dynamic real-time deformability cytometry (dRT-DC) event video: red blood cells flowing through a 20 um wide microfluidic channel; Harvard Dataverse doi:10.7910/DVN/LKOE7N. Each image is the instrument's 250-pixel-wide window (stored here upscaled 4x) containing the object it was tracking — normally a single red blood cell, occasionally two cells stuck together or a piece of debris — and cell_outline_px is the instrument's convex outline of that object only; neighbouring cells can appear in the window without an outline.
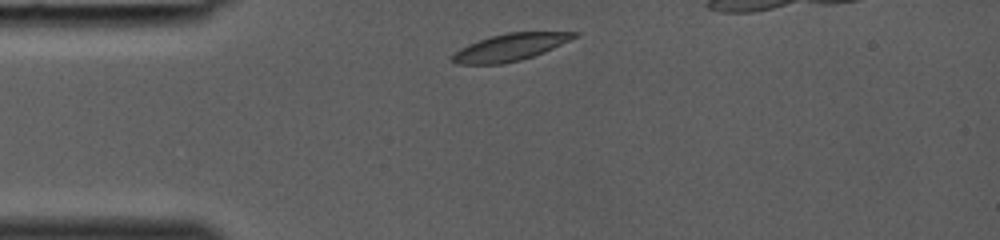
{"species": "common noctule bat (a hibernating species)", "species_latin": "Nyctalus noctula", "temperature_condition": "room temperature", "stored_images_in_passage": 27, "camera_frame_rate_fps": 3000, "um_per_image_px": 0.085, "animal": {"sex": "female", "body_mass_g": 19.0, "forearm_length_mm": 53.3}, "frame": {"image": 1, "passage_image": 1, "time_ms": 0.0, "image_size_px": [1000, 240], "cell_outline_px": [[580, 36], [544, 52], [520, 60], [504, 64], [456, 64], [448, 56], [460, 48], [468, 44], [492, 36], [508, 32], [580, 32]], "centroid_in_image_um": [43.35, 4.02], "position_along_channel_um": 41.6, "area_um2": 19.31}}
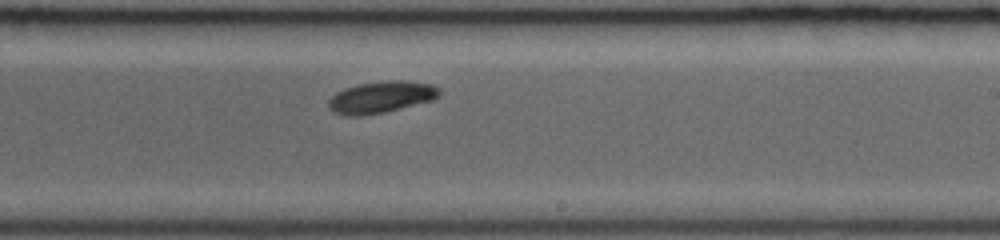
{"frame": {"image": 2, "passage_image": 15, "time_ms": 4.667, "image_size_px": [1000, 240], "cell_outline_px": [[440, 96], [432, 100], [384, 112], [360, 116], [348, 116], [332, 112], [328, 108], [328, 100], [336, 92], [360, 84], [392, 80], [404, 80], [432, 84], [440, 88]], "centroid_in_image_um": [32.4, 8.26], "position_along_channel_um": 256.6, "area_um2": 20.35}}
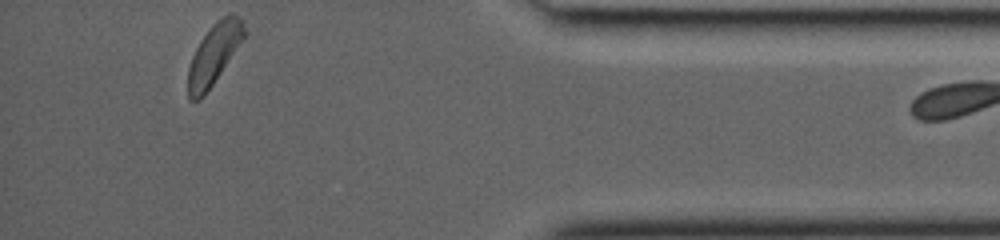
{"frame": {"image": 3, "passage_image": 26, "time_ms": 8.333, "image_size_px": [1000, 240], "cell_outline_px": [[248, 32], [204, 96], [200, 100], [188, 100], [188, 68], [192, 56], [200, 40], [212, 24], [216, 20], [228, 12], [232, 12], [244, 20]], "centroid_in_image_um": [18.21, 4.54], "position_along_channel_um": 417.0, "area_um2": 20.0}}